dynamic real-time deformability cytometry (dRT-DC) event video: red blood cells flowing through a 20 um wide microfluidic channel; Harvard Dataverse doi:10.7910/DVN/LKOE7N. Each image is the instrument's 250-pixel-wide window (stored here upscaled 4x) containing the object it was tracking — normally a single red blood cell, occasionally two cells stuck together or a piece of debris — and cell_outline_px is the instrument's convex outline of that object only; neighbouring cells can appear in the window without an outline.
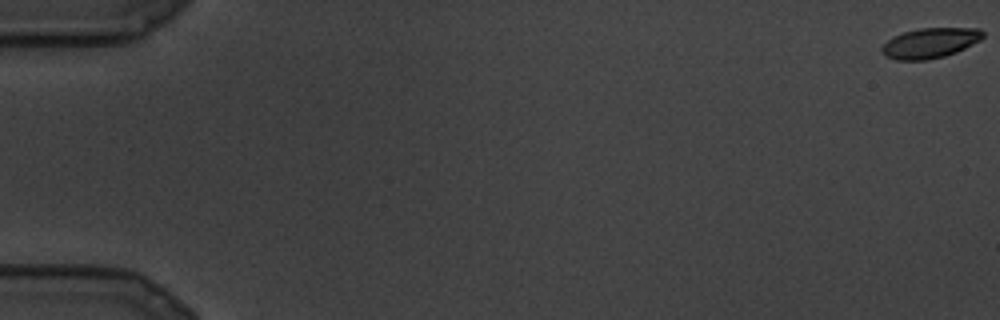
{"species": "common noctule bat (a hibernating species)", "species_latin": "Nyctalus noctula", "temperature_condition": "cold", "stored_images_in_passage": 9, "camera_frame_rate_fps": 3000, "um_per_image_px": 0.085, "animal": {"sex": "male", "body_mass_g": 19.5, "forearm_length_mm": 54.6}, "frame": {"image": 1, "passage_image": 1, "time_ms": 0.0, "image_size_px": [1000, 320], "cell_outline_px": [[984, 36], [980, 40], [956, 52], [944, 56], [924, 60], [896, 60], [884, 56], [880, 52], [880, 48], [888, 40], [904, 32], [920, 28], [980, 28], [984, 32]], "centroid_in_image_um": [79.04, 3.66], "position_along_channel_um": 6.0, "area_um2": 17.69}}
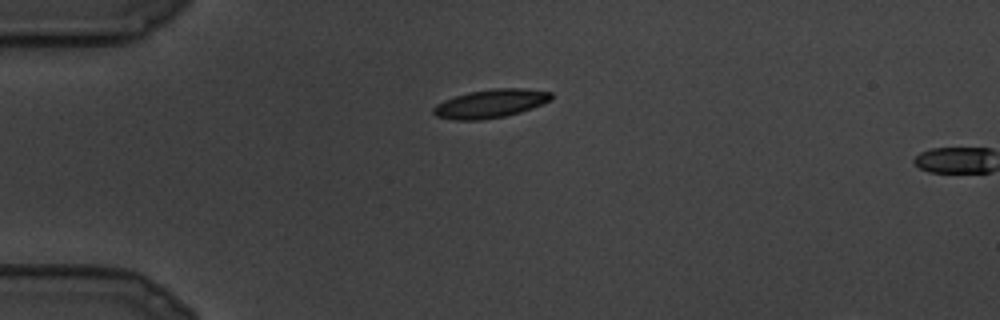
{"frame": {"image": 2, "passage_image": 8, "time_ms": 2.333, "image_size_px": [1000, 320], "cell_outline_px": [[552, 100], [532, 108], [520, 112], [504, 116], [480, 120], [456, 120], [436, 116], [432, 112], [432, 108], [436, 104], [444, 100], [468, 92], [492, 88], [524, 88], [552, 92]], "centroid_in_image_um": [41.7, 8.8], "position_along_channel_um": 43.3, "area_um2": 19.59}}